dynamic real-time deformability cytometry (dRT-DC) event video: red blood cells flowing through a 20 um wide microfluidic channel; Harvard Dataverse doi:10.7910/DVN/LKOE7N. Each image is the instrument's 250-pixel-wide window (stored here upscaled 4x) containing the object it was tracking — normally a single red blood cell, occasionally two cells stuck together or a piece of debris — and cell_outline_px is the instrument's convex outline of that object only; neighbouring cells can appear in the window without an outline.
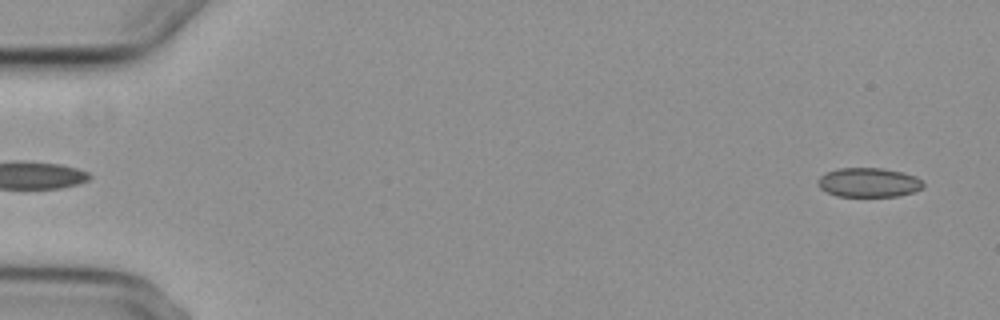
{"species": "common noctule bat (a hibernating species)", "species_latin": "Nyctalus noctula", "temperature_condition": "cold", "stored_images_in_passage": 6, "segment_of_instrument_passage": [2, 2], "camera_frame_rate_fps": 3000, "um_per_image_px": 0.085, "animal": {"sex": "female", "body_mass_g": 29.2, "forearm_length_mm": 56.3}, "frame": {"image": 1, "passage_image": 6, "time_ms": 6.0, "image_size_px": [1000, 320], "cell_outline_px": [[924, 188], [916, 192], [900, 196], [836, 196], [820, 188], [816, 184], [820, 176], [828, 172], [840, 168], [880, 168], [900, 172], [916, 176], [924, 184]], "centroid_in_image_um": [73.86, 15.52], "position_along_channel_um": 11.1, "area_um2": 17.98}}